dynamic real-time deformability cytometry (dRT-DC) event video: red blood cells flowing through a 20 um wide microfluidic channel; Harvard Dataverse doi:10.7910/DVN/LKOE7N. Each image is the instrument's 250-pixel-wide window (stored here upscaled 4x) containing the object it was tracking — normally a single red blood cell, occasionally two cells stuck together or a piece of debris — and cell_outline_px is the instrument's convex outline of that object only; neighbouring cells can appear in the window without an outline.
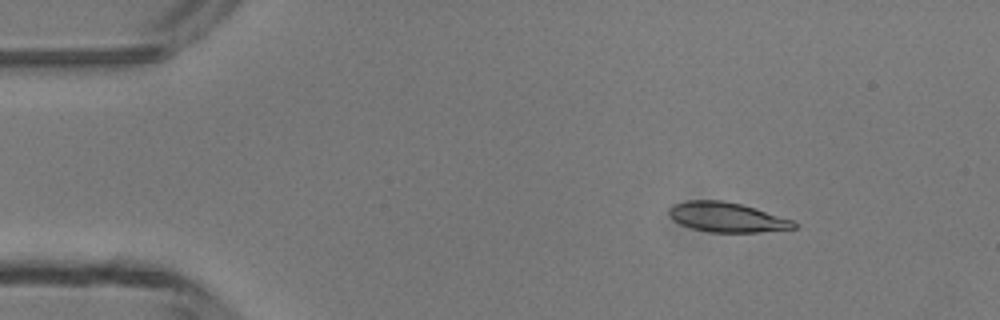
{"species": "common noctule bat (a hibernating species)", "species_latin": "Nyctalus noctula", "temperature_condition": "room temperature", "stored_images_in_passage": 5, "camera_frame_rate_fps": 3000, "um_per_image_px": 0.085, "animal": {"sex": "male", "body_mass_g": 13.3}, "frame": {"image": 1, "passage_image": 2, "time_ms": 1.333, "image_size_px": [1000, 320], "cell_outline_px": [[800, 224], [796, 228], [760, 232], [708, 232], [692, 228], [680, 224], [668, 216], [668, 208], [672, 204], [688, 200], [720, 200], [740, 204], [756, 208], [792, 220]], "centroid_in_image_um": [61.76, 18.46], "position_along_channel_um": 23.2, "area_um2": 21.73}}
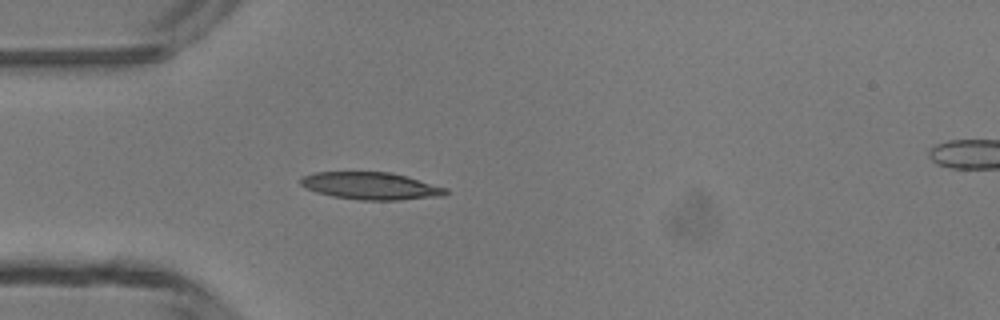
{"frame": {"image": 2, "passage_image": 4, "time_ms": 3.667, "image_size_px": [1000, 320], "cell_outline_px": [[448, 192], [444, 196], [400, 200], [360, 200], [332, 196], [316, 192], [300, 184], [300, 180], [304, 176], [316, 172], [392, 172], [448, 188]], "centroid_in_image_um": [31.56, 15.81], "position_along_channel_um": 53.4, "area_um2": 23.06}}